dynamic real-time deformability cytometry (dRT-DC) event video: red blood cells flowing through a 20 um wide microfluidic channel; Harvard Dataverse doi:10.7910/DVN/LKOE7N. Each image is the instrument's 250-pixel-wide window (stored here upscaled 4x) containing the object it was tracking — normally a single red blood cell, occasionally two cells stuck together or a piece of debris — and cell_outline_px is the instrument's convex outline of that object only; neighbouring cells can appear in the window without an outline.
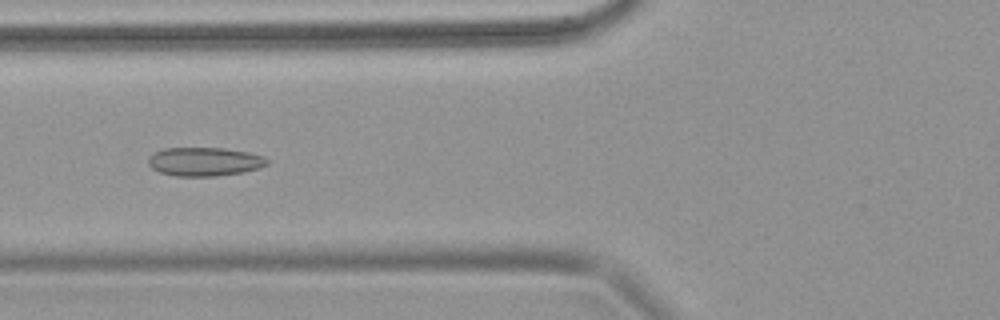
{"species": "common noctule bat (a hibernating species)", "species_latin": "Nyctalus noctula", "temperature_condition": "warm", "stored_images_in_passage": 60, "camera_frame_rate_fps": 3000, "um_per_image_px": 0.085, "animal": {"sex": "female", "body_mass_g": 18.4}, "frame": {"image": 1, "passage_image": 18, "time_ms": 5.667, "image_size_px": [1000, 320], "cell_outline_px": [[268, 164], [260, 168], [244, 172], [216, 176], [176, 176], [160, 172], [152, 168], [148, 164], [148, 156], [152, 152], [164, 148], [224, 148], [248, 152], [264, 156], [268, 160]], "centroid_in_image_um": [17.37, 13.73], "position_along_channel_um": 108.4, "area_um2": 20.06}}
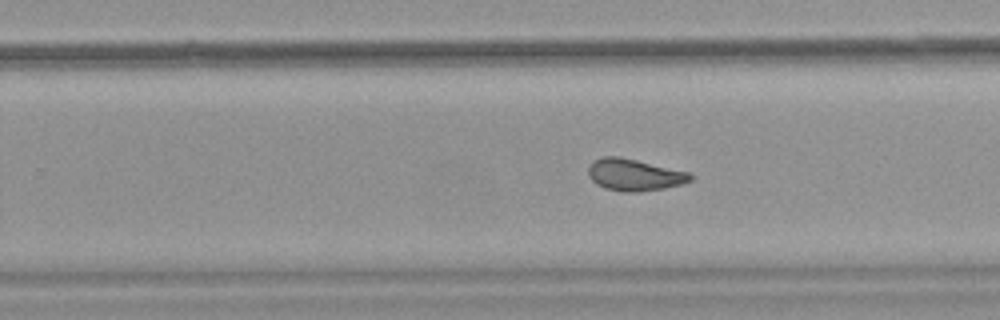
{"frame": {"image": 2, "passage_image": 35, "time_ms": 11.333, "image_size_px": [1000, 320], "cell_outline_px": [[692, 180], [680, 184], [664, 188], [640, 192], [620, 192], [604, 188], [596, 184], [588, 176], [588, 168], [592, 160], [604, 156], [620, 156], [692, 172]], "centroid_in_image_um": [53.91, 14.85], "position_along_channel_um": 275.9, "area_um2": 19.31}}
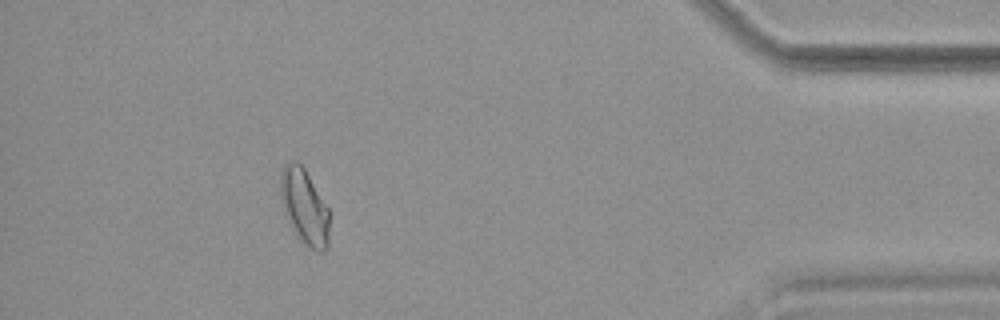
{"frame": {"image": 3, "passage_image": 53, "time_ms": 17.333, "image_size_px": [1000, 320], "cell_outline_px": [[328, 244], [324, 252], [316, 252], [304, 244], [284, 212], [280, 196], [280, 172], [284, 164], [292, 160], [296, 160], [304, 168], [328, 208]], "centroid_in_image_um": [25.86, 17.54], "position_along_channel_um": 409.3, "area_um2": 21.15}}